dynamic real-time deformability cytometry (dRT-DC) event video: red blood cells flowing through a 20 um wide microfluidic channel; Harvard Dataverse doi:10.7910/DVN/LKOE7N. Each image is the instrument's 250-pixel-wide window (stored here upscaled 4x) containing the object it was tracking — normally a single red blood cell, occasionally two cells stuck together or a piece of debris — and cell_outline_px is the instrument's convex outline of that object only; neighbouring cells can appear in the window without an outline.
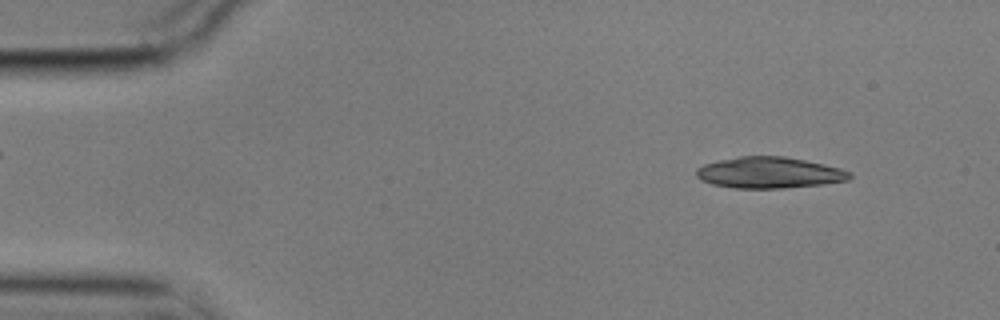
{"species": "common noctule bat (a hibernating species)", "species_latin": "Nyctalus noctula", "temperature_condition": "cold", "stored_images_in_passage": 28, "camera_frame_rate_fps": 3000, "um_per_image_px": 0.085, "animal": {"sex": "male", "body_mass_g": 17.9}, "frame": {"image": 1, "passage_image": 5, "time_ms": 1.333, "image_size_px": [1000, 320], "cell_outline_px": [[848, 176], [844, 180], [816, 184], [768, 188], [744, 188], [716, 184], [704, 180], [696, 172], [700, 168], [708, 164], [748, 156], [776, 156], [800, 160], [836, 168], [848, 172]], "centroid_in_image_um": [65.36, 14.68], "position_along_channel_um": 19.6, "area_um2": 25.55}}
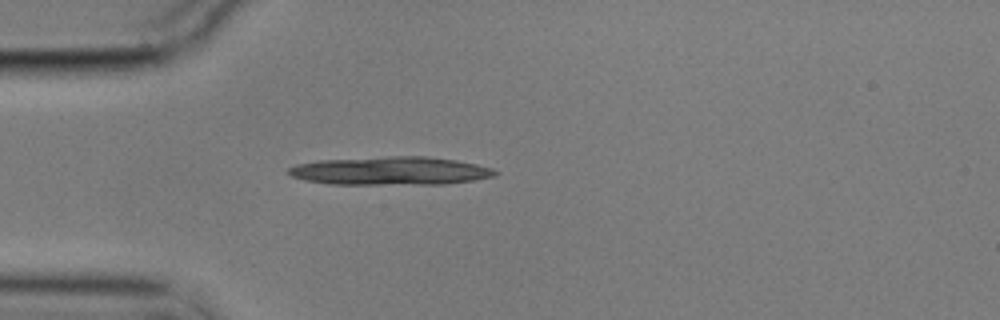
{"frame": {"image": 2, "passage_image": 14, "time_ms": 4.333, "image_size_px": [1000, 320], "cell_outline_px": [[496, 172], [484, 176], [468, 180], [356, 184], [348, 184], [312, 180], [296, 176], [288, 172], [292, 168], [304, 164], [336, 160], [448, 160], [468, 164], [484, 168]], "centroid_in_image_um": [33.01, 14.56], "position_along_channel_um": 52.0, "area_um2": 27.98}}